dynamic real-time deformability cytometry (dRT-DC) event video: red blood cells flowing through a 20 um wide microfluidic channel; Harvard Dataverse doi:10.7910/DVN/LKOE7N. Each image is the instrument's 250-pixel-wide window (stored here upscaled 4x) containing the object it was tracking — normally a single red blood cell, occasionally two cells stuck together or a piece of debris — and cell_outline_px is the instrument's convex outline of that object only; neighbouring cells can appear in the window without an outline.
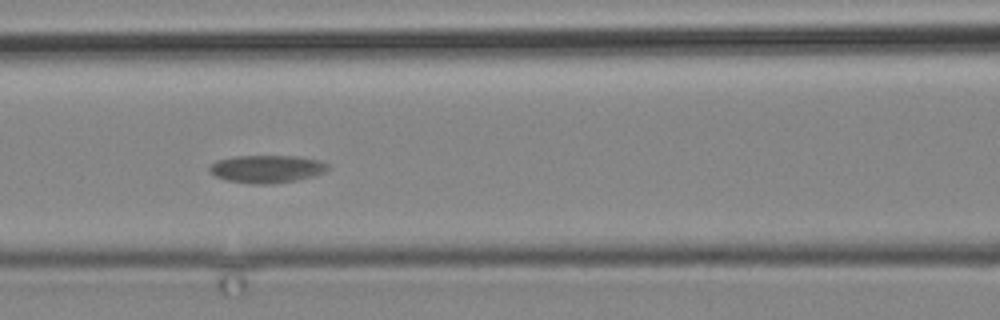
{"species": "common noctule bat (a hibernating species)", "species_latin": "Nyctalus noctula", "temperature_condition": "cold", "stored_images_in_passage": 5, "camera_frame_rate_fps": 3000, "um_per_image_px": 0.085, "animal": {"sex": "male", "body_mass_g": 19.2, "forearm_length_mm": 51.8}, "frame": {"image": 1, "passage_image": 3, "time_ms": 2.333, "image_size_px": [1000, 320], "cell_outline_px": [[328, 168], [324, 172], [316, 176], [296, 180], [272, 184], [252, 184], [224, 180], [208, 172], [208, 168], [216, 160], [236, 156], [296, 156], [320, 160], [328, 164]], "centroid_in_image_um": [22.66, 14.36], "position_along_channel_um": 143.9, "area_um2": 19.31}}
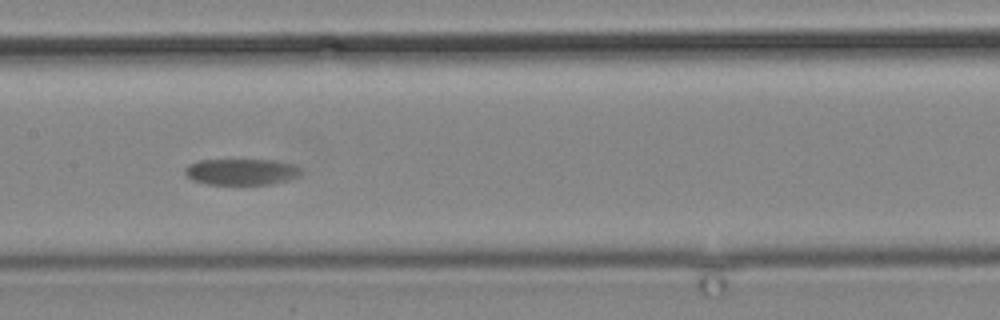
{"frame": {"image": 2, "passage_image": 4, "time_ms": 3.667, "image_size_px": [1000, 320], "cell_outline_px": [[300, 176], [272, 184], [208, 184], [192, 180], [184, 172], [184, 168], [188, 164], [200, 160], [272, 160], [292, 164], [300, 168]], "centroid_in_image_um": [20.49, 14.6], "position_along_channel_um": 186.9, "area_um2": 17.63}}
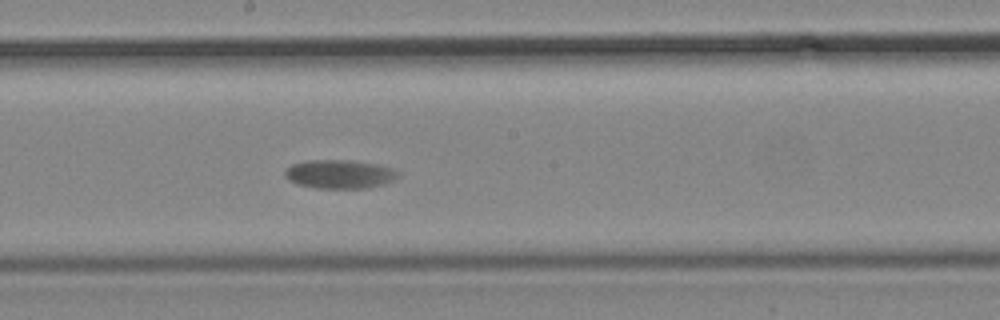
{"frame": {"image": 3, "passage_image": 5, "time_ms": 4.667, "image_size_px": [1000, 320], "cell_outline_px": [[400, 176], [384, 184], [364, 188], [316, 188], [296, 184], [288, 180], [284, 176], [284, 172], [292, 164], [308, 160], [348, 160], [376, 164], [392, 168], [400, 172]], "centroid_in_image_um": [28.85, 14.8], "position_along_channel_um": 219.3, "area_um2": 18.96}}